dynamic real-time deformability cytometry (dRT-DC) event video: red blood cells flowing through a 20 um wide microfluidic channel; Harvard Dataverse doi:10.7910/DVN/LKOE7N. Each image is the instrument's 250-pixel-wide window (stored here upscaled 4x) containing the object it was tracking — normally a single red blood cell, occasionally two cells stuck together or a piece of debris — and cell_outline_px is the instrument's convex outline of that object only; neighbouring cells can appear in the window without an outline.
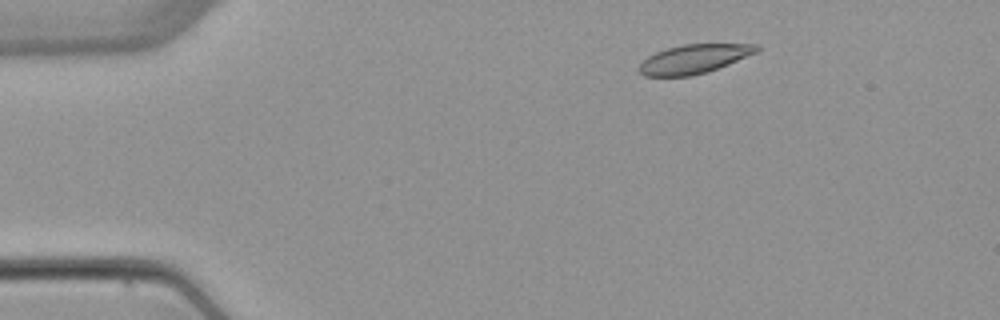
{"species": "common noctule bat (a hibernating species)", "species_latin": "Nyctalus noctula", "temperature_condition": "warm", "stored_images_in_passage": 4, "camera_frame_rate_fps": 3000, "um_per_image_px": 0.085, "animal": {"sex": "female", "body_mass_g": 22.7, "forearm_length_mm": 54.2}, "frame": {"image": 1, "passage_image": 2, "time_ms": 1.333, "image_size_px": [1000, 320], "cell_outline_px": [[760, 48], [756, 52], [728, 64], [692, 76], [644, 76], [636, 68], [648, 56], [656, 52], [668, 48], [684, 44], [756, 44]], "centroid_in_image_um": [58.94, 5.01], "position_along_channel_um": 26.1, "area_um2": 19.54}}